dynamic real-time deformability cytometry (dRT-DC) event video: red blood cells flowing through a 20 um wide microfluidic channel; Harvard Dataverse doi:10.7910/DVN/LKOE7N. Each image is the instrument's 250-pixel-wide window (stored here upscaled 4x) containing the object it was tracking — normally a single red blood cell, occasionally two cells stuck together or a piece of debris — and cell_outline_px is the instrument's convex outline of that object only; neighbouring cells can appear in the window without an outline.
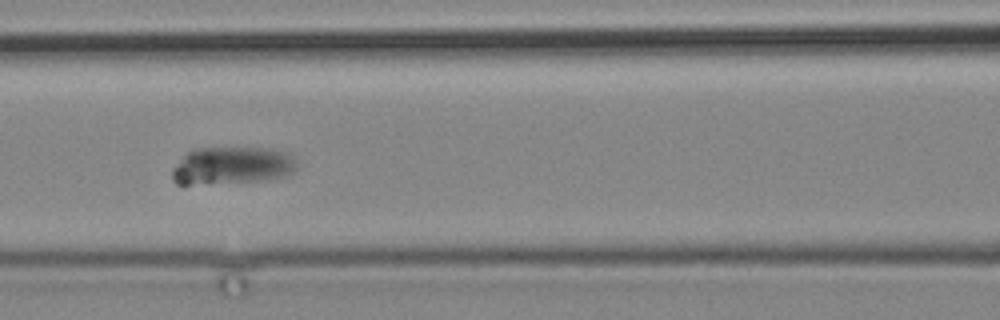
{"species": "common noctule bat (a hibernating species)", "species_latin": "Nyctalus noctula", "temperature_condition": "cold", "stored_images_in_passage": 17, "camera_frame_rate_fps": 3000, "um_per_image_px": 0.085, "animal": {"sex": "male", "body_mass_g": 19.2, "forearm_length_mm": 51.8}, "frame": {"image": 1, "passage_image": 12, "time_ms": 18.0, "image_size_px": [1000, 320], "cell_outline_px": [[296, 168], [292, 172], [280, 176], [264, 180], [188, 184], [176, 184], [172, 180], [172, 168], [192, 148], [272, 148], [288, 152], [296, 160]], "centroid_in_image_um": [19.71, 14.05], "position_along_channel_um": 146.9, "area_um2": 26.99}}
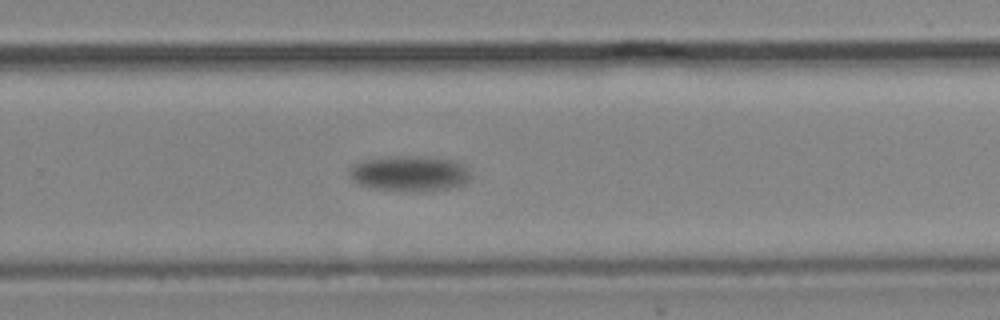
{"frame": {"image": 2, "passage_image": 17, "time_ms": 23.667, "image_size_px": [1000, 320], "cell_outline_px": [[468, 180], [452, 188], [372, 188], [360, 184], [352, 180], [348, 172], [352, 164], [364, 160], [400, 156], [416, 156], [452, 160], [460, 164], [468, 172]], "centroid_in_image_um": [34.72, 14.69], "position_along_channel_um": 295.1, "area_um2": 23.47}}